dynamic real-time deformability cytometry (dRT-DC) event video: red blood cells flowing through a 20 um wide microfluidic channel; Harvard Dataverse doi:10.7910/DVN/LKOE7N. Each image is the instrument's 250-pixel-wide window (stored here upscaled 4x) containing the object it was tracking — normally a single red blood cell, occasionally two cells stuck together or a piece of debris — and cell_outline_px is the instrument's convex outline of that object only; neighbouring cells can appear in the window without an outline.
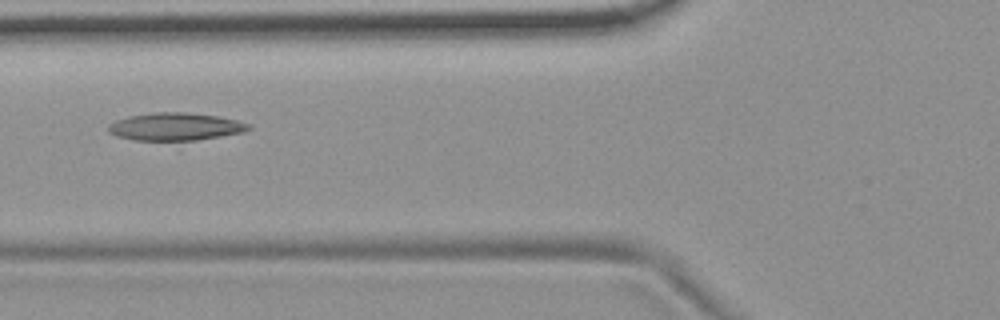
{"species": "common noctule bat (a hibernating species)", "species_latin": "Nyctalus noctula", "temperature_condition": "room temperature", "stored_images_in_passage": 6, "camera_frame_rate_fps": 3000, "um_per_image_px": 0.085, "animal": {"sex": "female", "body_mass_g": 19.9}, "frame": {"image": 1, "passage_image": 3, "time_ms": 0.667, "image_size_px": [1000, 320], "cell_outline_px": [[252, 128], [244, 132], [196, 140], [136, 140], [116, 136], [108, 132], [108, 124], [116, 120], [128, 116], [152, 112], [188, 112], [220, 116], [252, 124]], "centroid_in_image_um": [14.92, 10.75], "position_along_channel_um": 110.9, "area_um2": 22.77}}
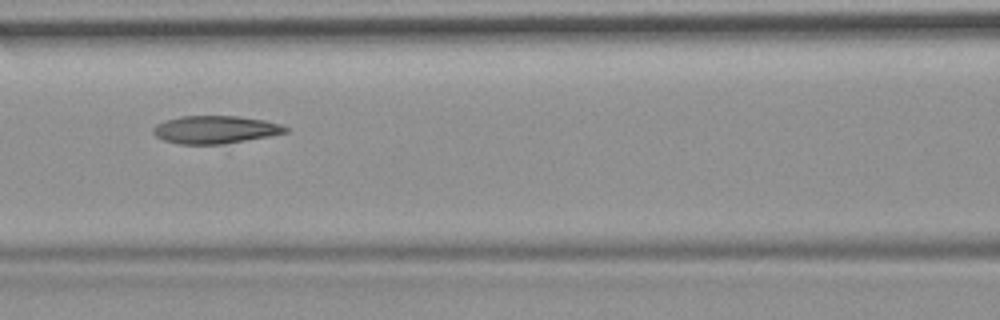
{"frame": {"image": 2, "passage_image": 4, "time_ms": 1.0, "image_size_px": [1000, 320], "cell_outline_px": [[288, 132], [268, 136], [224, 144], [180, 144], [164, 140], [156, 136], [152, 132], [152, 128], [156, 124], [164, 120], [180, 116], [236, 116], [264, 120], [280, 124], [288, 128]], "centroid_in_image_um": [18.26, 11.01], "position_along_channel_um": 148.3, "area_um2": 21.39}}